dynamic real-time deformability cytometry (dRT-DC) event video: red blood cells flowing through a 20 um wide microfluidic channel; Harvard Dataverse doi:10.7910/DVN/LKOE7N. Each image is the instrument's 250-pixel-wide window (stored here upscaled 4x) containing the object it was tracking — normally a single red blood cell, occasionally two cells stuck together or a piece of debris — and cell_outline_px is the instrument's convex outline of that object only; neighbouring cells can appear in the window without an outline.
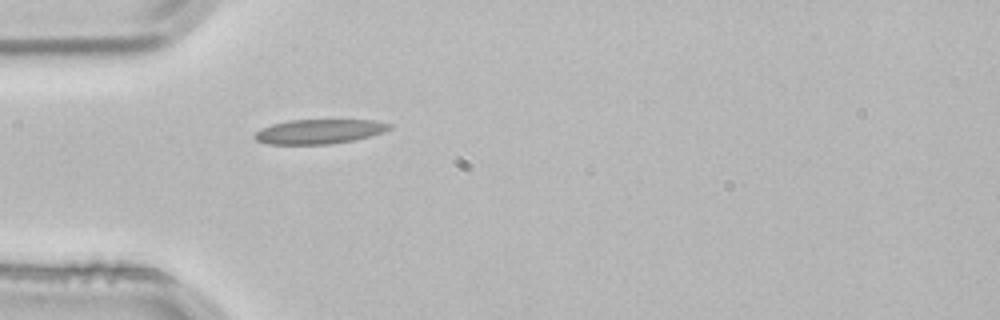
{"species": "common noctule bat (a hibernating species)", "species_latin": "Nyctalus noctula", "temperature_condition": "room temperature", "stored_images_in_passage": 1, "camera_frame_rate_fps": 3000, "um_per_image_px": 0.085, "animal": {"sex": "male", "body_mass_g": 21.5, "forearm_length_mm": 52.0}, "frame": {"image": 1, "passage_image": 1, "time_ms": 0.0, "image_size_px": [1000, 320], "cell_outline_px": [[392, 128], [384, 132], [352, 140], [328, 144], [268, 144], [256, 140], [252, 136], [260, 128], [272, 124], [288, 120], [376, 120], [392, 124]], "centroid_in_image_um": [27.12, 11.17], "position_along_channel_um": 57.9, "area_um2": 19.25}}